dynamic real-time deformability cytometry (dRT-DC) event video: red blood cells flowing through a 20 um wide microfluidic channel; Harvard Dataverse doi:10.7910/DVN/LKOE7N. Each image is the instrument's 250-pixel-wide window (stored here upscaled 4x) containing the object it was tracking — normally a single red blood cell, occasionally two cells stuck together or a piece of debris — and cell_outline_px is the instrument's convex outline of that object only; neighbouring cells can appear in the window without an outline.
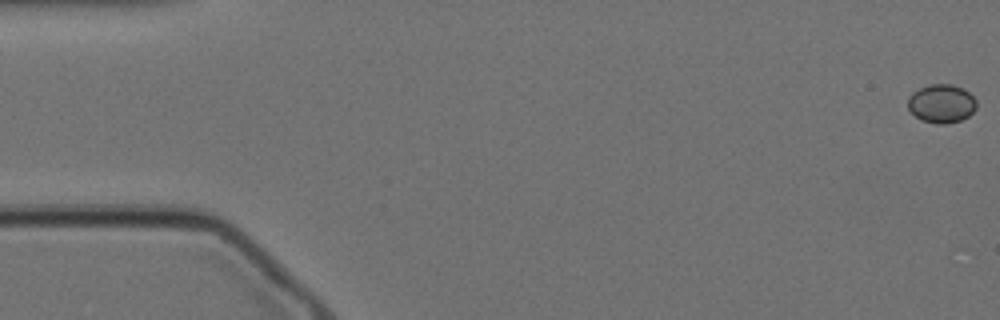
{"species": "Egyptian fruit bat (a non-hibernating species)", "species_latin": "Rousettus aegyptiacus", "temperature_condition": "cold", "stored_images_in_passage": 9, "camera_frame_rate_fps": 3000, "um_per_image_px": 0.085, "animal": {"sex": "female"}, "frame": {"image": 1, "passage_image": 1, "time_ms": 0.0, "image_size_px": [1000, 320], "cell_outline_px": [[976, 108], [968, 116], [960, 120], [948, 124], [936, 124], [920, 120], [908, 108], [908, 96], [912, 92], [928, 84], [952, 84], [964, 88], [976, 100]], "centroid_in_image_um": [80.02, 8.8], "position_along_channel_um": 5.0, "area_um2": 15.55}}